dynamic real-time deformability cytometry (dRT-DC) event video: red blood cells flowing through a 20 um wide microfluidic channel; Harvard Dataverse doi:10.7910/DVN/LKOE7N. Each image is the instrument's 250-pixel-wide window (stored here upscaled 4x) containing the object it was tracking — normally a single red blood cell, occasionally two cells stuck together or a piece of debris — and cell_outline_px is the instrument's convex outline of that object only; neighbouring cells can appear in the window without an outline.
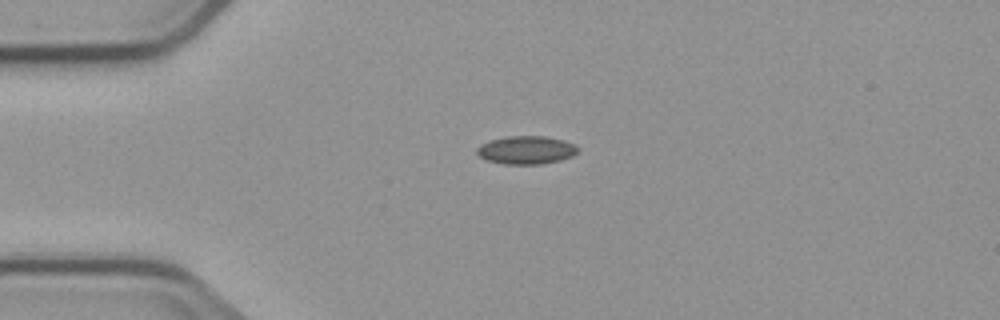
{"species": "common noctule bat (a hibernating species)", "species_latin": "Nyctalus noctula", "temperature_condition": "cold", "stored_images_in_passage": 6, "camera_frame_rate_fps": 3000, "um_per_image_px": 0.085, "animal": {"sex": "male", "body_mass_g": 23.1, "forearm_length_mm": 52.7}, "frame": {"image": 1, "passage_image": 1, "time_ms": 0.0, "image_size_px": [1000, 320], "cell_outline_px": [[580, 148], [572, 156], [560, 160], [544, 164], [504, 164], [488, 160], [480, 156], [476, 152], [476, 148], [480, 144], [492, 140], [508, 136], [544, 136], [564, 140], [576, 144]], "centroid_in_image_um": [44.76, 12.75], "position_along_channel_um": 40.2, "area_um2": 16.59}}
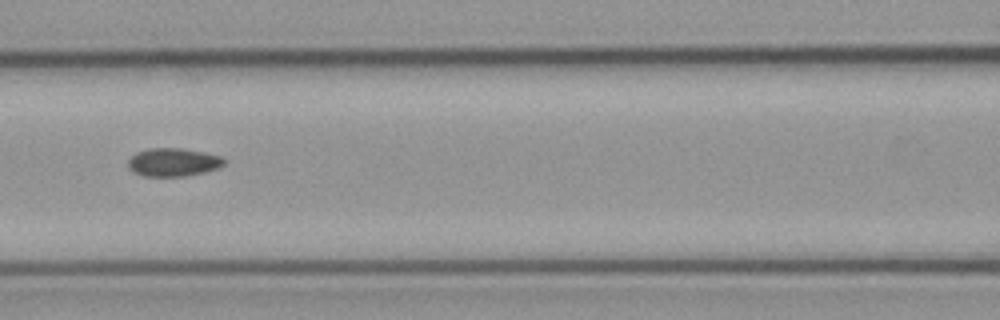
{"frame": {"image": 2, "passage_image": 4, "time_ms": 3.667, "image_size_px": [1000, 320], "cell_outline_px": [[224, 164], [216, 168], [204, 172], [184, 176], [144, 176], [128, 168], [128, 160], [136, 152], [148, 148], [180, 148], [204, 152], [220, 156], [224, 160]], "centroid_in_image_um": [14.69, 13.78], "position_along_channel_um": 151.9, "area_um2": 15.61}}
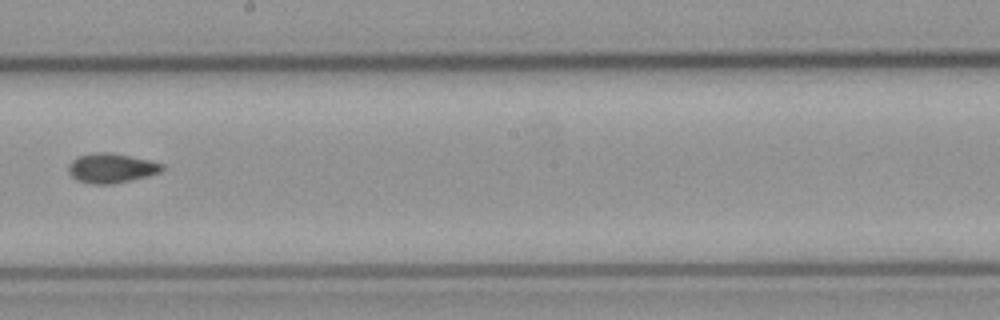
{"frame": {"image": 3, "passage_image": 6, "time_ms": 6.0, "image_size_px": [1000, 320], "cell_outline_px": [[164, 168], [160, 172], [112, 184], [92, 184], [76, 180], [68, 172], [68, 164], [76, 156], [92, 152], [108, 152], [148, 160], [164, 164]], "centroid_in_image_um": [9.39, 14.28], "position_along_channel_um": 238.8, "area_um2": 16.01}}